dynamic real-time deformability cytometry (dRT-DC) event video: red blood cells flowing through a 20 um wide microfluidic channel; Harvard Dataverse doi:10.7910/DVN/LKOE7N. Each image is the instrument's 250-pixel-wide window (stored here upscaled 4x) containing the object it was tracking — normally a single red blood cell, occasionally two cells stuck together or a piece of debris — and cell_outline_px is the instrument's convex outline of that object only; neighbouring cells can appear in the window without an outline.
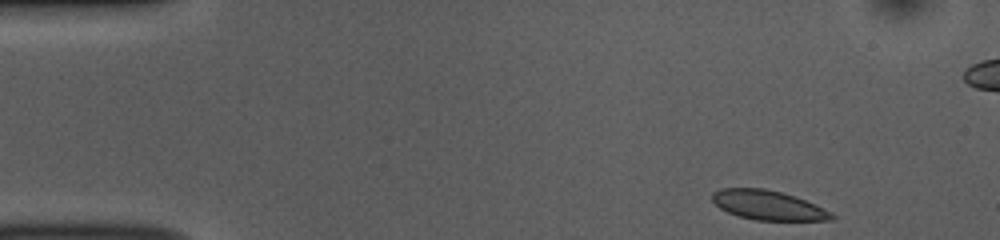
{"species": "common noctule bat (a hibernating species)", "species_latin": "Nyctalus noctula", "temperature_condition": "room temperature", "stored_images_in_passage": 48, "camera_frame_rate_fps": 3000, "um_per_image_px": 0.085, "animal": {"sex": "female", "body_mass_g": 10.0, "forearm_length_mm": 53.1}, "frame": {"image": 1, "passage_image": 1, "time_ms": 0.0, "image_size_px": [1000, 240], "cell_outline_px": [[836, 216], [832, 220], [756, 220], [740, 216], [728, 212], [720, 208], [712, 200], [712, 192], [720, 188], [764, 188], [780, 192], [804, 200], [832, 212]], "centroid_in_image_um": [65.27, 17.44], "position_along_channel_um": 19.7, "area_um2": 20.23}}
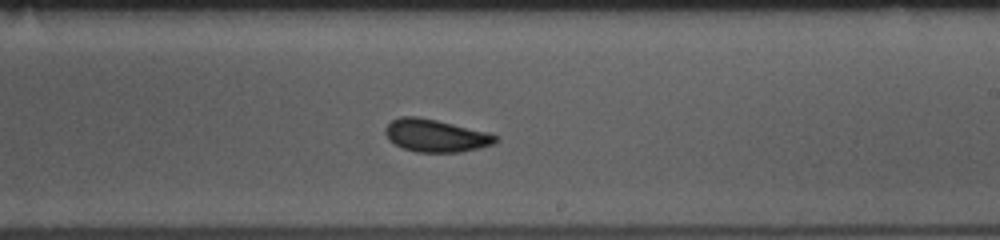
{"frame": {"image": 2, "passage_image": 26, "time_ms": 8.333, "image_size_px": [1000, 240], "cell_outline_px": [[500, 140], [496, 144], [480, 148], [460, 152], [416, 152], [404, 148], [388, 140], [384, 132], [384, 128], [392, 120], [400, 116], [416, 116], [436, 120], [488, 132], [496, 136]], "centroid_in_image_um": [37.04, 11.53], "position_along_channel_um": 252.0, "area_um2": 21.04}}
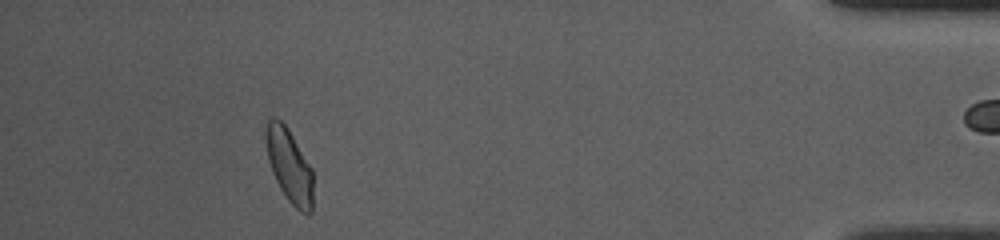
{"frame": {"image": 3, "passage_image": 43, "time_ms": 14.0, "image_size_px": [1000, 240], "cell_outline_px": [[312, 212], [308, 216], [300, 212], [288, 200], [280, 188], [272, 172], [268, 160], [264, 136], [268, 120], [272, 116], [280, 120], [288, 128], [312, 168]], "centroid_in_image_um": [24.58, 14.08], "position_along_channel_um": 410.6, "area_um2": 20.35}, "authors_computed_cell_mechanics": {"area_um2": 20.6057, "velocity_mm_per_s": 3.8072, "shape_relaxation_time_tau1_ms": 3.1845, "shape_relaxation_time_tau2_ms": 1.3377, "deformation_change_tau1": 0.0899, "deformation_change_tau2": 0.0632}}